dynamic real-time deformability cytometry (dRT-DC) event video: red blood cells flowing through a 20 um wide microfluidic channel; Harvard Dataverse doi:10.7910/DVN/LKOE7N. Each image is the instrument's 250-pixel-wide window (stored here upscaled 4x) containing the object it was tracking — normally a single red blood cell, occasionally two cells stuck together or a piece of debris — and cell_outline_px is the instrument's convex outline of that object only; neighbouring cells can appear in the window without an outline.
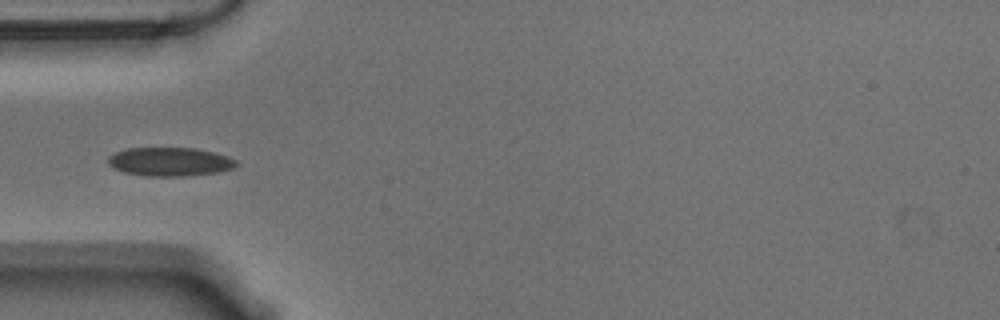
{"species": "Egyptian fruit bat (a non-hibernating species)", "species_latin": "Rousettus aegyptiacus", "temperature_condition": "warm", "stored_images_in_passage": 40, "camera_frame_rate_fps": 3000, "um_per_image_px": 0.085, "animal": {"sex": "male"}, "frame": {"image": 1, "passage_image": 1, "time_ms": 0.0, "image_size_px": [1000, 320], "cell_outline_px": [[240, 164], [236, 168], [216, 172], [180, 176], [144, 176], [124, 172], [108, 164], [108, 156], [116, 152], [128, 148], [196, 148], [228, 156], [236, 160]], "centroid_in_image_um": [14.47, 13.74], "position_along_channel_um": 70.5, "area_um2": 21.39}}
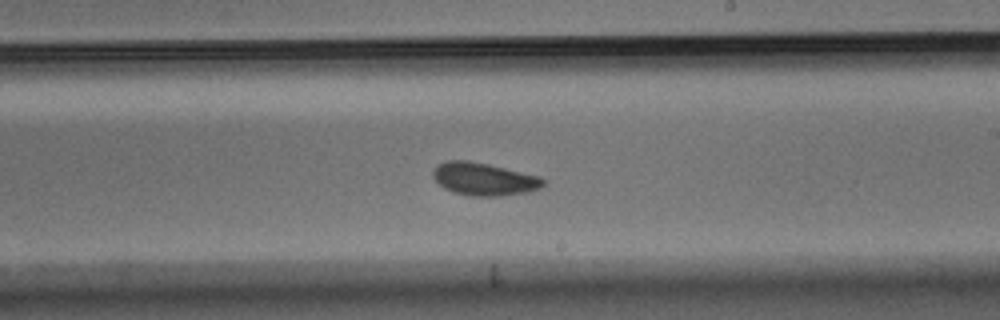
{"frame": {"image": 2, "passage_image": 16, "time_ms": 5.0, "image_size_px": [1000, 320], "cell_outline_px": [[544, 184], [540, 188], [528, 192], [500, 196], [472, 196], [452, 192], [444, 188], [432, 176], [432, 172], [436, 164], [448, 160], [468, 160], [488, 164], [540, 176], [544, 180]], "centroid_in_image_um": [41.11, 15.21], "position_along_channel_um": 247.9, "area_um2": 21.1}}
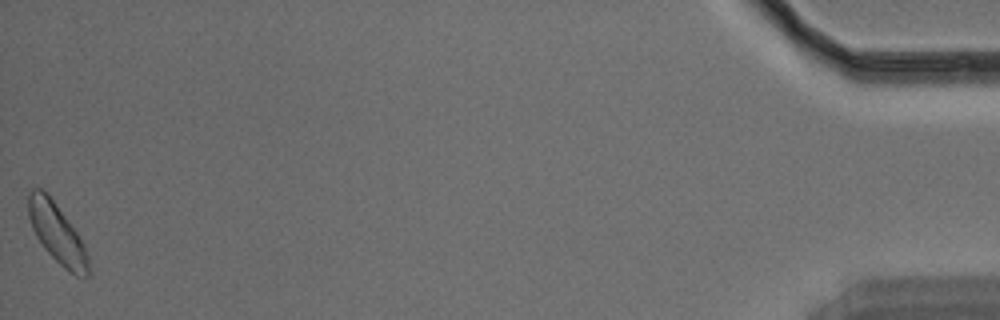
{"frame": {"image": 3, "passage_image": 40, "time_ms": 13.0, "image_size_px": [1000, 320], "cell_outline_px": [[88, 276], [76, 276], [64, 268], [44, 248], [36, 236], [32, 228], [28, 216], [28, 192], [32, 188], [40, 188], [48, 192], [76, 232], [84, 244], [88, 256]], "centroid_in_image_um": [4.82, 19.79], "position_along_channel_um": 430.4, "area_um2": 20.69}}